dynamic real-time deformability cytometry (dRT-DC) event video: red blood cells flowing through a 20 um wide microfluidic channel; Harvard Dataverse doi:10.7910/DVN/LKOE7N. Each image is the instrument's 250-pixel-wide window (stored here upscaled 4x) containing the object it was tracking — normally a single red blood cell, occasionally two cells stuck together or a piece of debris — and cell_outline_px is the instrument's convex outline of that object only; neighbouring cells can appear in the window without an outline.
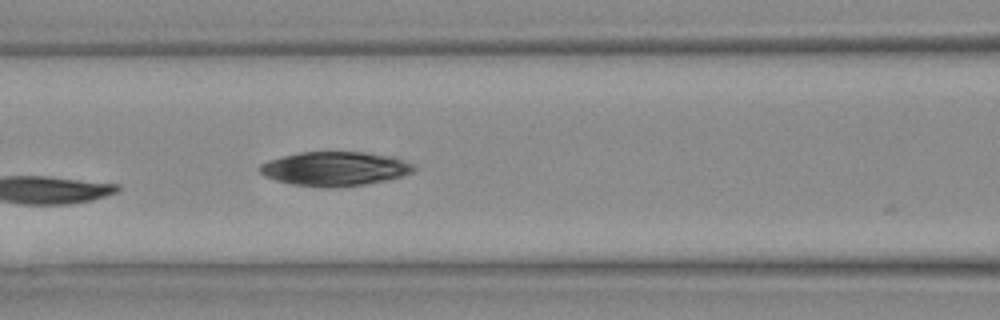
{"species": "Egyptian fruit bat (a non-hibernating species)", "species_latin": "Rousettus aegyptiacus", "temperature_condition": "warm", "stored_images_in_passage": 5, "camera_frame_rate_fps": 3000, "um_per_image_px": 0.085, "animal": {"sex": "female"}, "frame": {"image": 1, "passage_image": 5, "time_ms": 1.333, "image_size_px": [1000, 320], "cell_outline_px": [[416, 168], [412, 172], [388, 180], [364, 184], [332, 188], [328, 188], [292, 184], [276, 180], [264, 176], [260, 172], [260, 164], [268, 160], [300, 152], [364, 152], [384, 156], [416, 164]], "centroid_in_image_um": [28.43, 14.35], "position_along_channel_um": 138.2, "area_um2": 30.35}}